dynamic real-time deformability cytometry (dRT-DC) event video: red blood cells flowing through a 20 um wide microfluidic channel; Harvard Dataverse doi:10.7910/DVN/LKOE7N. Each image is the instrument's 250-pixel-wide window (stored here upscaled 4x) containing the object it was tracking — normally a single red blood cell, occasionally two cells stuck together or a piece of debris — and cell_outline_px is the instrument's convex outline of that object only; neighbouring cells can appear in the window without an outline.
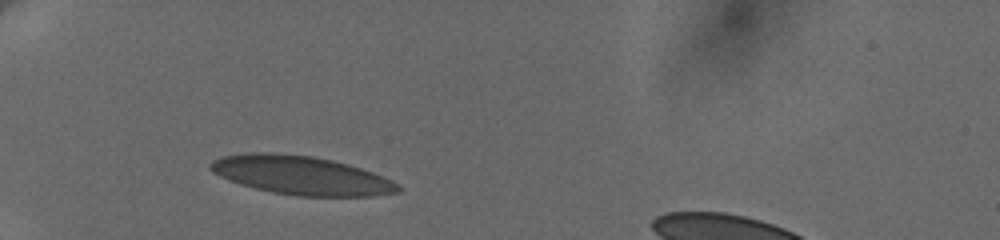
{"species": "human", "species_latin": "Homo sapiens", "temperature_condition": "cold", "stored_images_in_passage": 4, "camera_frame_rate_fps": 3000, "um_per_image_px": 0.085, "donor": {"sex": "female"}, "frame": {"image": 1, "passage_image": 1, "time_ms": 0.0, "image_size_px": [1000, 240], "cell_outline_px": [[400, 192], [376, 196], [296, 196], [272, 192], [240, 184], [228, 180], [212, 172], [208, 168], [208, 164], [212, 160], [220, 156], [252, 152], [272, 152], [312, 156], [332, 160], [348, 164], [384, 176], [400, 184]], "centroid_in_image_um": [25.59, 14.9], "position_along_channel_um": 59.4, "area_um2": 42.6}}
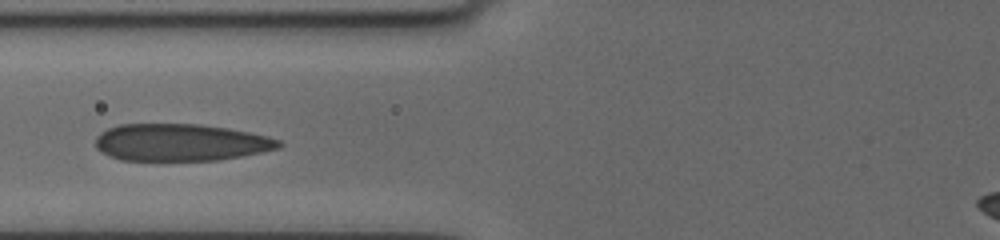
{"frame": {"image": 2, "passage_image": 3, "time_ms": 2.0, "image_size_px": [1000, 240], "cell_outline_px": [[284, 144], [280, 148], [220, 160], [120, 160], [108, 156], [96, 148], [96, 136], [100, 132], [108, 128], [120, 124], [200, 124], [228, 128], [268, 136], [280, 140]], "centroid_in_image_um": [15.34, 12.1], "position_along_channel_um": 110.5, "area_um2": 39.77}}